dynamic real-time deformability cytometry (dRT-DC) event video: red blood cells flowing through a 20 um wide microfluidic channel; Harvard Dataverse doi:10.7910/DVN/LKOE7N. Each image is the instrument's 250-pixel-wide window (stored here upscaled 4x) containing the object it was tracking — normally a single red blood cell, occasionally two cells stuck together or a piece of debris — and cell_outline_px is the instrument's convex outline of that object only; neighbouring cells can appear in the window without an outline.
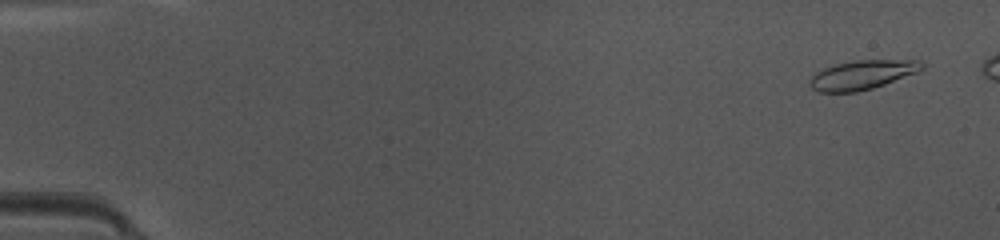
{"species": "common noctule bat (a hibernating species)", "species_latin": "Nyctalus noctula", "temperature_condition": "warm", "stored_images_in_passage": 14, "camera_frame_rate_fps": 3000, "um_per_image_px": 0.085, "animal": {"sex": "female", "body_mass_g": 10.0, "forearm_length_mm": 53.1}, "frame": {"image": 1, "passage_image": 3, "time_ms": 0.667, "image_size_px": [1000, 240], "cell_outline_px": [[924, 68], [916, 72], [884, 84], [872, 88], [856, 92], [820, 92], [812, 88], [808, 84], [808, 80], [816, 72], [824, 68], [836, 64], [852, 60], [920, 60], [924, 64]], "centroid_in_image_um": [73.26, 6.35], "position_along_channel_um": 11.7, "area_um2": 18.96}}